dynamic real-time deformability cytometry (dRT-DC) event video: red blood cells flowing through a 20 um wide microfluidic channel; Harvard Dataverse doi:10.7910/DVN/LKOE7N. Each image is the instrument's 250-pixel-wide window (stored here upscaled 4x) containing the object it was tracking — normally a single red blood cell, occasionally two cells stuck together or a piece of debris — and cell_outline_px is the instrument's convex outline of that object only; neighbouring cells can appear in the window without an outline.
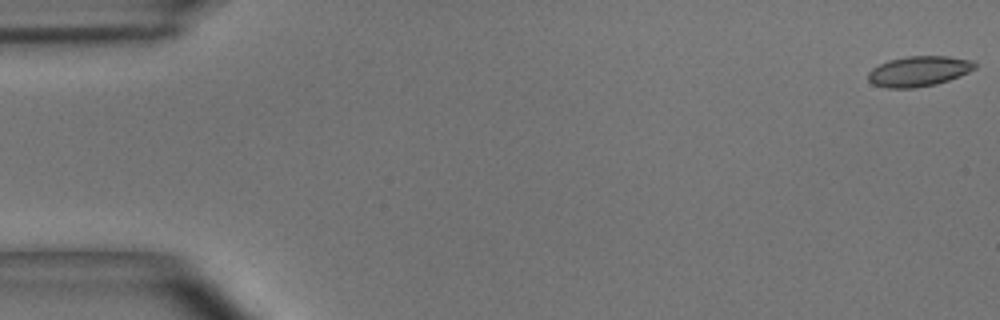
{"species": "common noctule bat (a hibernating species)", "species_latin": "Nyctalus noctula", "temperature_condition": "room temperature", "stored_images_in_passage": 55, "camera_frame_rate_fps": 3000, "um_per_image_px": 0.085, "animal": {"sex": "male", "body_mass_g": 15.6}, "frame": {"image": 1, "passage_image": 1, "time_ms": 0.0, "image_size_px": [1000, 320], "cell_outline_px": [[976, 68], [960, 76], [936, 84], [916, 88], [888, 88], [872, 84], [868, 80], [868, 72], [872, 68], [888, 60], [908, 56], [948, 56], [972, 60], [976, 64]], "centroid_in_image_um": [78.09, 6.05], "position_along_channel_um": 6.9, "area_um2": 18.9}}
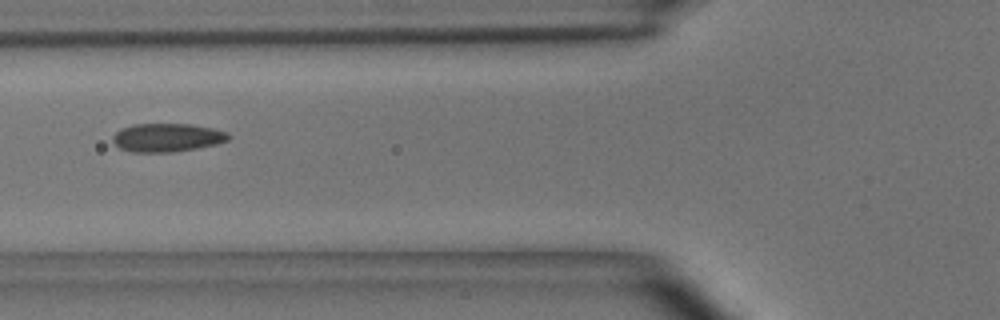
{"frame": {"image": 2, "passage_image": 21, "time_ms": 6.667, "image_size_px": [1000, 320], "cell_outline_px": [[232, 136], [228, 140], [216, 144], [196, 148], [172, 152], [132, 152], [120, 148], [112, 140], [112, 136], [120, 128], [132, 124], [188, 124], [212, 128], [228, 132]], "centroid_in_image_um": [14.19, 11.69], "position_along_channel_um": 111.6, "area_um2": 19.19}}
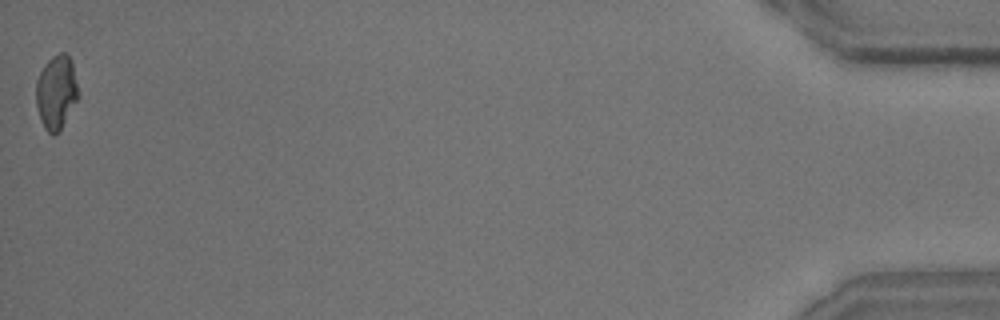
{"frame": {"image": 3, "passage_image": 55, "time_ms": 18.0, "image_size_px": [1000, 320], "cell_outline_px": [[80, 96], [60, 128], [52, 136], [44, 128], [36, 104], [36, 80], [44, 64], [52, 56], [60, 52], [68, 52], [72, 60]], "centroid_in_image_um": [4.8, 7.77], "position_along_channel_um": 430.4, "area_um2": 18.26}, "authors_computed_cell_mechanics": {"area_um2": 18.7272, "velocity_mm_per_s": 3.6287, "shape_relaxation_time_tau1_ms": 7.6237, "shape_relaxation_time_tau2_ms": 1.0795, "deformation_change_tau1": 0.1455, "deformation_change_tau2": 0.0761}}